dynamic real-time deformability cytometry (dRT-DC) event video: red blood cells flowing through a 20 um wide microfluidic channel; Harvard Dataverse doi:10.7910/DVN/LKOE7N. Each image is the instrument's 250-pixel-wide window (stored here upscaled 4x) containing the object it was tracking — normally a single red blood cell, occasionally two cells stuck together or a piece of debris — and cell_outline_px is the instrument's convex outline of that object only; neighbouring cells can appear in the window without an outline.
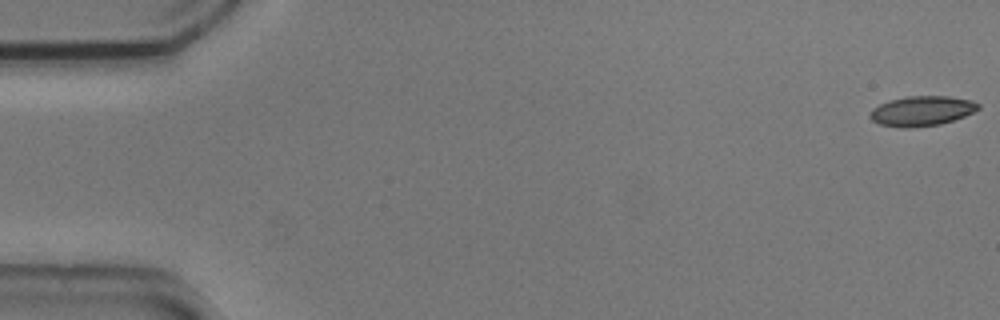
{"species": "common noctule bat (a hibernating species)", "species_latin": "Nyctalus noctula", "temperature_condition": "cold", "stored_images_in_passage": 11, "camera_frame_rate_fps": 3000, "um_per_image_px": 0.085, "animal": {"sex": "male", "body_mass_g": 20.5, "forearm_length_mm": 52.5}, "frame": {"image": 1, "passage_image": 1, "time_ms": 0.0, "image_size_px": [1000, 320], "cell_outline_px": [[980, 108], [964, 116], [940, 124], [912, 128], [900, 128], [880, 124], [872, 120], [868, 116], [872, 108], [880, 104], [892, 100], [908, 96], [948, 96], [972, 100], [980, 104]], "centroid_in_image_um": [78.34, 9.43], "position_along_channel_um": 6.7, "area_um2": 18.84}}
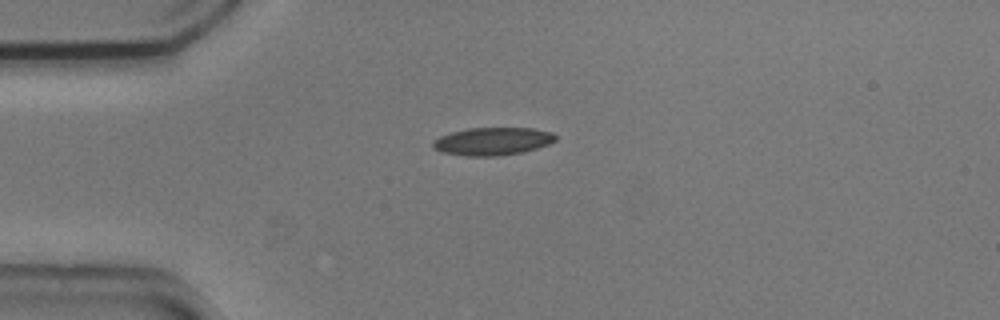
{"frame": {"image": 2, "passage_image": 4, "time_ms": 1.0, "image_size_px": [1000, 320], "cell_outline_px": [[556, 140], [548, 144], [524, 152], [496, 156], [464, 156], [440, 152], [432, 148], [432, 144], [440, 136], [452, 132], [468, 128], [532, 128], [552, 132], [556, 136]], "centroid_in_image_um": [41.86, 12.02], "position_along_channel_um": 43.1, "area_um2": 19.88}}
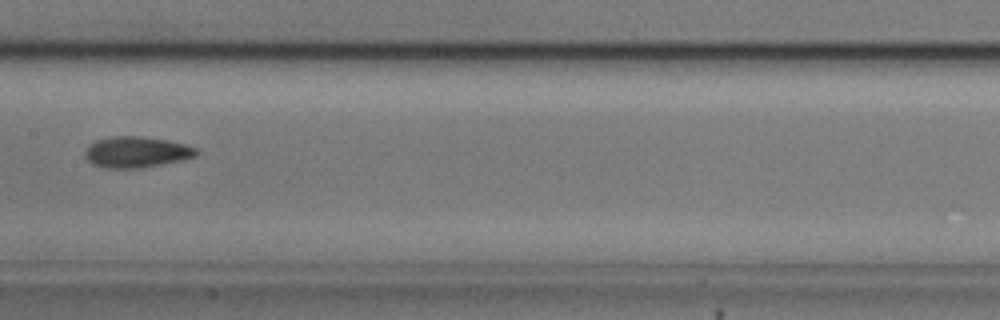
{"frame": {"image": 3, "passage_image": 8, "time_ms": 2.333, "image_size_px": [1000, 320], "cell_outline_px": [[200, 152], [196, 156], [184, 160], [140, 168], [104, 168], [92, 164], [84, 156], [84, 152], [88, 144], [96, 140], [112, 136], [140, 136], [168, 140], [184, 144], [196, 148]], "centroid_in_image_um": [11.59, 12.93], "position_along_channel_um": 195.8, "area_um2": 20.35}}